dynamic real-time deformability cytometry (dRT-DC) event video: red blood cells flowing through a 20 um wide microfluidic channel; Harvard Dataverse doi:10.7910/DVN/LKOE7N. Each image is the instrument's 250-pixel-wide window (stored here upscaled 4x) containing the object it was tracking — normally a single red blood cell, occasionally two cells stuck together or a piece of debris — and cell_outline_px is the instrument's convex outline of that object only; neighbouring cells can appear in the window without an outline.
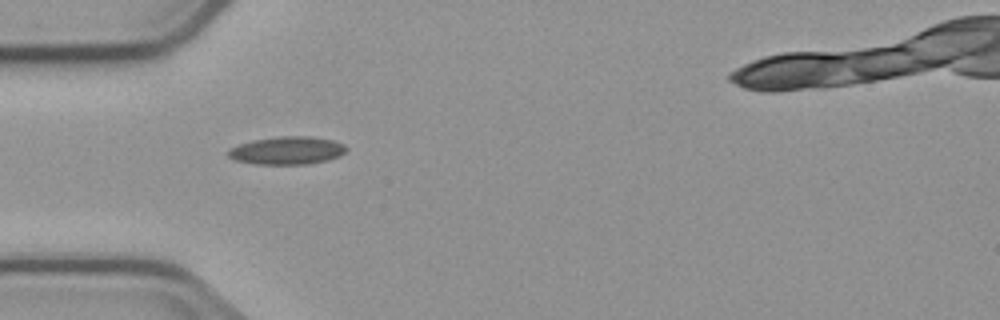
{"species": "common noctule bat (a hibernating species)", "species_latin": "Nyctalus noctula", "temperature_condition": "cold", "stored_images_in_passage": 6, "camera_frame_rate_fps": 3000, "um_per_image_px": 0.085, "animal": {"sex": "male", "body_mass_g": 23.1, "forearm_length_mm": 52.7}, "frame": {"image": 1, "passage_image": 1, "time_ms": 0.0, "image_size_px": [1000, 320], "cell_outline_px": [[348, 148], [340, 156], [328, 160], [308, 164], [252, 164], [236, 160], [228, 156], [228, 148], [252, 140], [280, 136], [308, 136], [332, 140], [344, 144]], "centroid_in_image_um": [24.4, 12.79], "position_along_channel_um": 60.6, "area_um2": 19.25}}
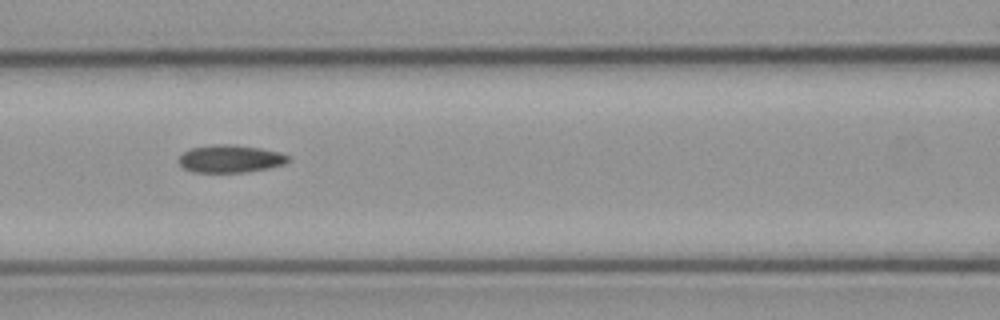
{"frame": {"image": 2, "passage_image": 3, "time_ms": 2.333, "image_size_px": [1000, 320], "cell_outline_px": [[292, 160], [284, 164], [268, 168], [248, 172], [192, 172], [184, 168], [180, 164], [180, 156], [184, 152], [192, 148], [216, 144], [228, 144], [260, 148], [280, 152], [288, 156]], "centroid_in_image_um": [19.61, 13.5], "position_along_channel_um": 147.0, "area_um2": 17.51}}
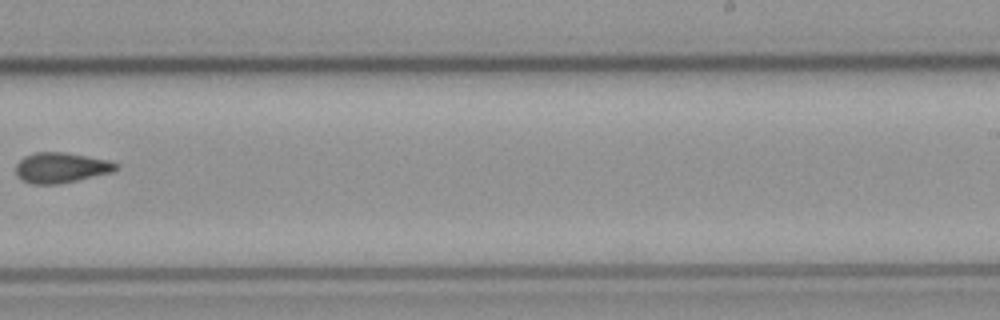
{"frame": {"image": 3, "passage_image": 6, "time_ms": 6.0, "image_size_px": [1000, 320], "cell_outline_px": [[120, 168], [112, 172], [60, 184], [32, 184], [20, 180], [16, 176], [16, 164], [24, 156], [36, 152], [64, 152], [108, 160], [120, 164]], "centroid_in_image_um": [5.18, 14.26], "position_along_channel_um": 283.8, "area_um2": 17.86}}